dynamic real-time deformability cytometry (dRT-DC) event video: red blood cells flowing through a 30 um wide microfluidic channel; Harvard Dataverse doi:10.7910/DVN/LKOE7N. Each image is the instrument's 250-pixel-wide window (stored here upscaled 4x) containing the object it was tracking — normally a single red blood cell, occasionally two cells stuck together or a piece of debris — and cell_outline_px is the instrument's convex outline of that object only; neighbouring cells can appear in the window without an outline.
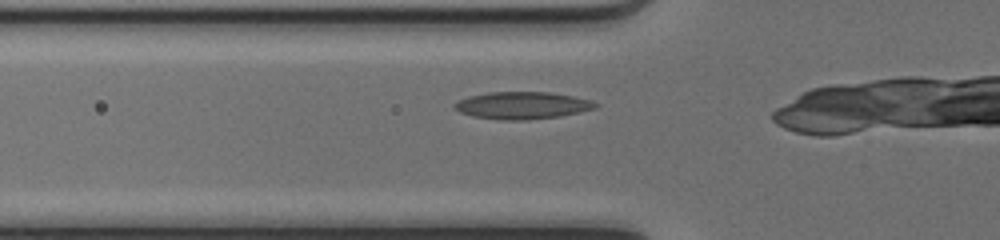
{"species": "common noctule bat (a hibernating species)", "species_latin": "Nyctalus noctula", "temperature_condition": "cold", "stored_images_in_passage": 6, "camera_frame_rate_fps": 3000, "um_per_image_px": 0.085, "animal": {"sex": "female", "body_mass_g": 17.0, "forearm_length_mm": 48.0}, "frame": {"image": 1, "passage_image": 2, "time_ms": 0.333, "image_size_px": [1000, 240], "cell_outline_px": [[600, 104], [596, 108], [580, 112], [560, 116], [528, 120], [500, 120], [472, 116], [460, 112], [452, 108], [452, 104], [468, 96], [488, 92], [552, 92], [592, 100]], "centroid_in_image_um": [44.39, 8.96], "position_along_channel_um": 81.4, "area_um2": 22.6}}
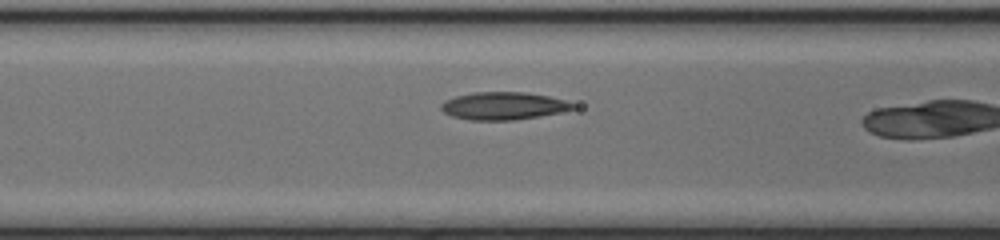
{"frame": {"image": 2, "passage_image": 5, "time_ms": 1.333, "image_size_px": [1000, 240], "cell_outline_px": [[576, 108], [560, 112], [540, 116], [512, 120], [472, 120], [452, 116], [444, 112], [440, 108], [440, 104], [444, 100], [456, 96], [472, 92], [528, 92], [548, 96], [564, 100], [576, 104]], "centroid_in_image_um": [42.78, 8.99], "position_along_channel_um": 123.8, "area_um2": 21.27}}